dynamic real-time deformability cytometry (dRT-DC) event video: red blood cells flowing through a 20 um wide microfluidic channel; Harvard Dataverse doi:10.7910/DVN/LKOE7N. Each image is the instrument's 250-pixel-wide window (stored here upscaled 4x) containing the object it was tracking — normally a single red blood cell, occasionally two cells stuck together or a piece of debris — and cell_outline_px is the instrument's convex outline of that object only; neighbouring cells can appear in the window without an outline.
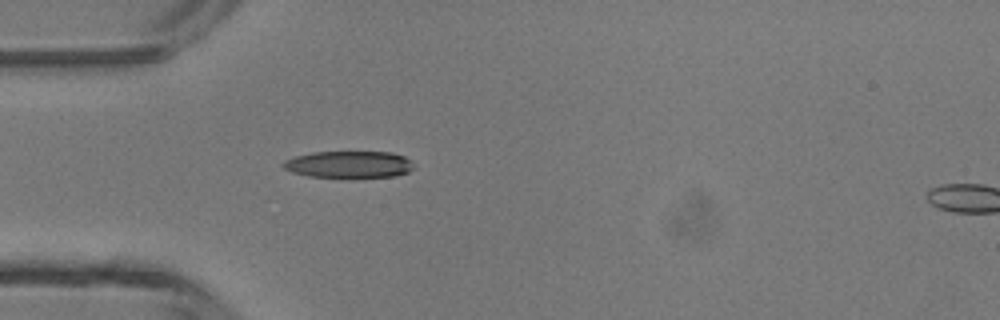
{"species": "common noctule bat (a hibernating species)", "species_latin": "Nyctalus noctula", "temperature_condition": "room temperature", "stored_images_in_passage": 12, "camera_frame_rate_fps": 3000, "um_per_image_px": 0.085, "animal": {"sex": "male", "body_mass_g": 13.3}, "frame": {"image": 1, "passage_image": 1, "time_ms": 0.0, "image_size_px": [1000, 320], "cell_outline_px": [[416, 164], [408, 172], [392, 176], [308, 176], [292, 172], [284, 168], [280, 164], [284, 160], [296, 156], [312, 152], [392, 152], [404, 156], [412, 160]], "centroid_in_image_um": [29.67, 13.95], "position_along_channel_um": 55.3, "area_um2": 20.17}}
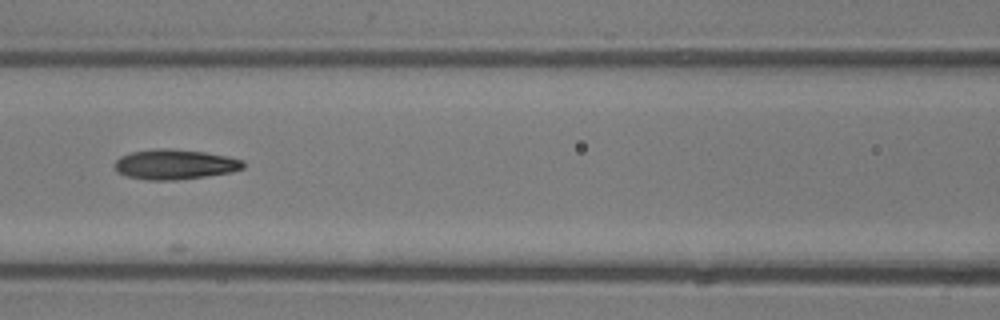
{"frame": {"image": 2, "passage_image": 8, "time_ms": 2.333, "image_size_px": [1000, 320], "cell_outline_px": [[244, 168], [232, 172], [176, 180], [144, 180], [128, 176], [116, 172], [116, 160], [120, 156], [132, 152], [152, 148], [172, 148], [204, 152], [228, 156], [244, 160]], "centroid_in_image_um": [14.87, 13.96], "position_along_channel_um": 151.7, "area_um2": 22.6}}
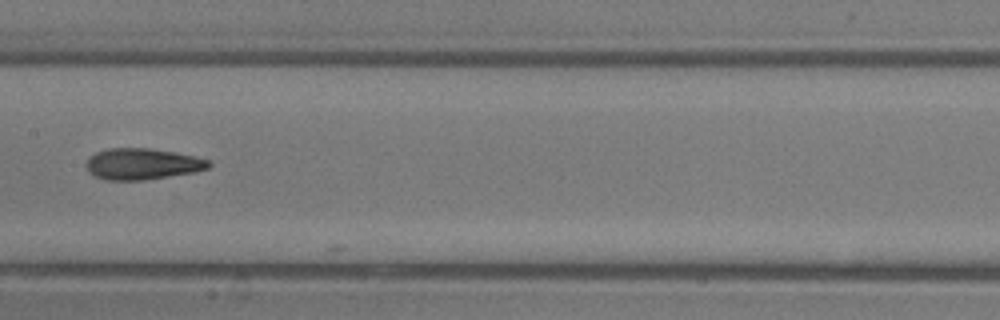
{"frame": {"image": 3, "passage_image": 11, "time_ms": 3.333, "image_size_px": [1000, 320], "cell_outline_px": [[212, 164], [208, 168], [192, 172], [144, 180], [104, 180], [88, 172], [84, 164], [96, 152], [108, 148], [148, 148], [176, 152], [208, 160]], "centroid_in_image_um": [12.05, 13.93], "position_along_channel_um": 195.3, "area_um2": 22.14}}